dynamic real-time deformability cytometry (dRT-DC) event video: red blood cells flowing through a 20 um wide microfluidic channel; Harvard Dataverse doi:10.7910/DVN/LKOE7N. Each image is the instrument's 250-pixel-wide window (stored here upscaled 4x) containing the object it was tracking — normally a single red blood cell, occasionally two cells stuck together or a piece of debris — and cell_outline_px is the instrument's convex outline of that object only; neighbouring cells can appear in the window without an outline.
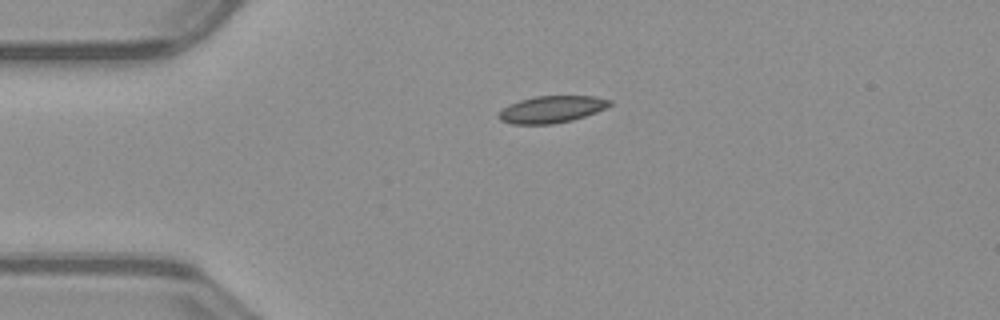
{"species": "common noctule bat (a hibernating species)", "species_latin": "Nyctalus noctula", "temperature_condition": "warm", "stored_images_in_passage": 34, "camera_frame_rate_fps": 3000, "um_per_image_px": 0.085, "animal": {"sex": "male", "body_mass_g": 23.1, "forearm_length_mm": 52.7}, "frame": {"image": 1, "passage_image": 1, "time_ms": 0.0, "image_size_px": [1000, 320], "cell_outline_px": [[612, 104], [596, 112], [572, 120], [552, 124], [512, 124], [500, 120], [496, 116], [496, 112], [508, 104], [520, 100], [536, 96], [596, 96], [612, 100]], "centroid_in_image_um": [46.84, 9.29], "position_along_channel_um": 38.2, "area_um2": 17.57}}
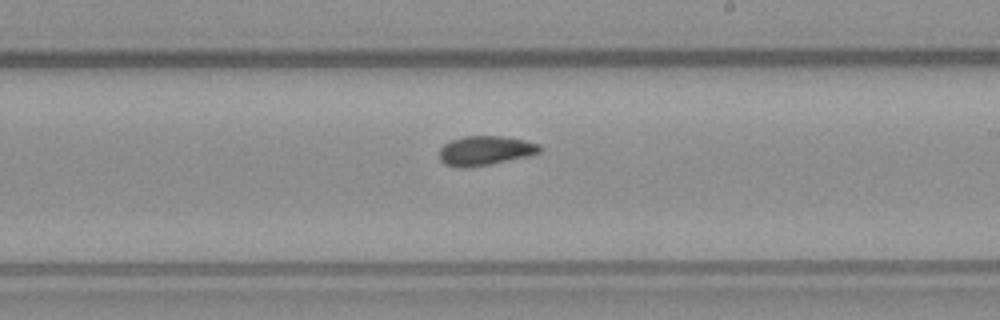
{"frame": {"image": 2, "passage_image": 19, "time_ms": 6.0, "image_size_px": [1000, 320], "cell_outline_px": [[540, 152], [528, 156], [488, 164], [444, 164], [440, 160], [440, 148], [444, 144], [452, 140], [464, 136], [500, 136], [524, 140], [540, 144]], "centroid_in_image_um": [41.29, 12.74], "position_along_channel_um": 247.7, "area_um2": 16.3}}
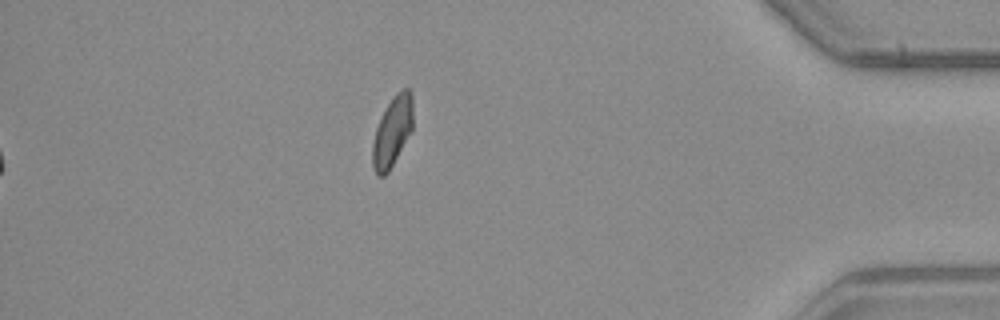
{"frame": {"image": 3, "passage_image": 34, "time_ms": 11.0, "image_size_px": [1000, 320], "cell_outline_px": [[412, 132], [388, 172], [384, 176], [376, 176], [372, 168], [372, 144], [376, 128], [392, 96], [396, 92], [404, 88], [408, 88], [412, 92]], "centroid_in_image_um": [33.35, 11.2], "position_along_channel_um": 401.9, "area_um2": 16.59}, "authors_computed_cell_mechanics": {"area_um2": 17.2244, "velocity_mm_per_s": 4.0091, "shape_relaxation_time_tau1_ms": null, "shape_relaxation_time_tau2_ms": 2.8654, "deformation_change_tau1": null, "deformation_change_tau2": 0.0765}}